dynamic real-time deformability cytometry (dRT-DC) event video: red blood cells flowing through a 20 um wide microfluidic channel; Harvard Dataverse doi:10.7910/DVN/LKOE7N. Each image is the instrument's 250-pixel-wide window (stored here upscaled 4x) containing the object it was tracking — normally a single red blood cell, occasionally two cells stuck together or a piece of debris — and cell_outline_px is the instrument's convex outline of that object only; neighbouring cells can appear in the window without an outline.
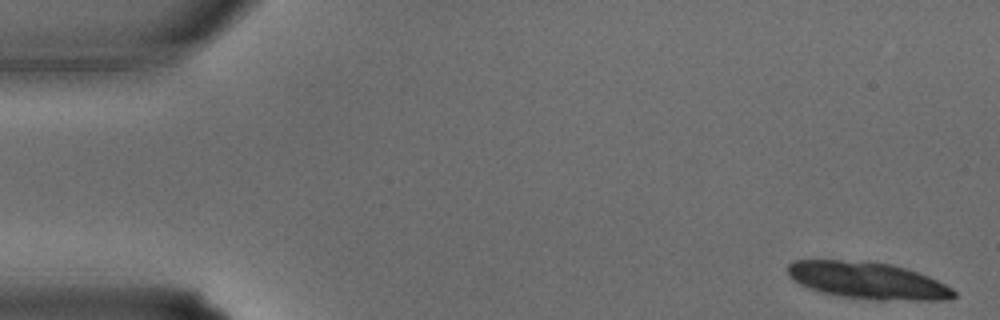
{"species": "common noctule bat (a hibernating species)", "species_latin": "Nyctalus noctula", "temperature_condition": "warm", "stored_images_in_passage": 9, "camera_frame_rate_fps": 3000, "um_per_image_px": 0.085, "animal": {"sex": "male", "body_mass_g": 15.6}, "frame": {"image": 1, "passage_image": 1, "time_ms": 0.0, "image_size_px": [1000, 320], "cell_outline_px": [[956, 296], [944, 300], [876, 300], [840, 296], [820, 292], [808, 288], [792, 280], [788, 276], [788, 264], [792, 260], [864, 260], [892, 264], [928, 276], [952, 288], [956, 292]], "centroid_in_image_um": [73.71, 23.84], "position_along_channel_um": 11.3, "area_um2": 35.89}}